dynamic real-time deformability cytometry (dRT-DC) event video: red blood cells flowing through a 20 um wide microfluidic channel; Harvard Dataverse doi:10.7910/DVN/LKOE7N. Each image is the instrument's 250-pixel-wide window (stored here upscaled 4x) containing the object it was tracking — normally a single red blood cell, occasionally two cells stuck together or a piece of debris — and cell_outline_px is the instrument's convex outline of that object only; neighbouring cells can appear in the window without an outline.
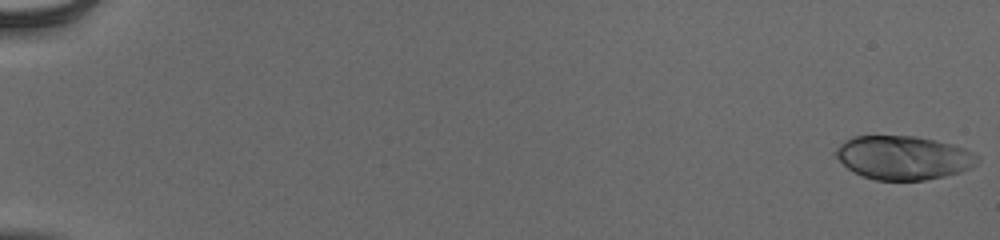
{"species": "human", "species_latin": "Homo sapiens", "temperature_condition": "cold", "stored_images_in_passage": 54, "camera_frame_rate_fps": 3000, "um_per_image_px": 0.085, "donor": {"sex": "male"}, "frame": {"image": 1, "passage_image": 1, "time_ms": 0.0, "image_size_px": [1000, 240], "cell_outline_px": [[980, 160], [972, 168], [960, 172], [944, 176], [924, 180], [876, 180], [864, 176], [848, 168], [832, 156], [832, 152], [844, 140], [852, 136], [916, 136], [952, 144], [964, 148], [980, 156]], "centroid_in_image_um": [76.77, 13.39], "position_along_channel_um": 8.2, "area_um2": 36.36}}
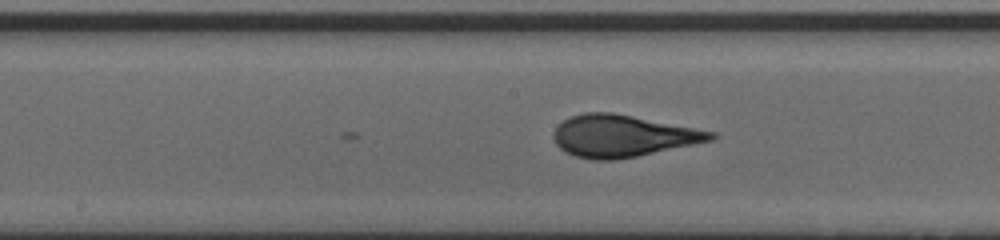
{"frame": {"image": 2, "passage_image": 31, "time_ms": 10.0, "image_size_px": [1000, 240], "cell_outline_px": [[720, 136], [712, 140], [636, 156], [616, 160], [592, 160], [576, 156], [564, 152], [556, 144], [552, 136], [552, 132], [564, 120], [572, 116], [584, 112], [612, 112], [716, 132]], "centroid_in_image_um": [52.9, 11.55], "position_along_channel_um": 195.3, "area_um2": 38.21}}
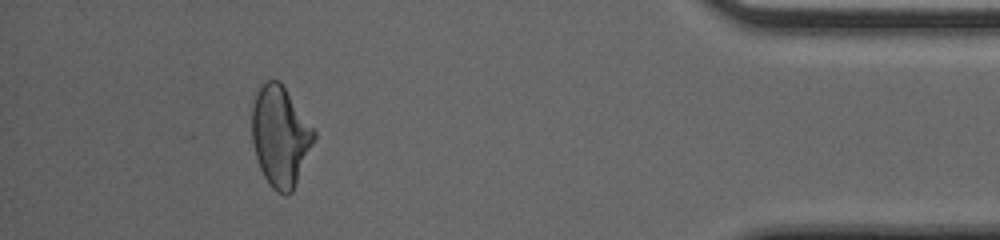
{"frame": {"image": 3, "passage_image": 51, "time_ms": 16.667, "image_size_px": [1000, 240], "cell_outline_px": [[316, 140], [292, 192], [284, 196], [276, 192], [272, 188], [264, 176], [260, 168], [256, 156], [252, 140], [252, 108], [256, 92], [260, 84], [268, 80], [280, 80], [316, 128]], "centroid_in_image_um": [23.86, 11.55], "position_along_channel_um": 411.3, "area_um2": 36.99}}